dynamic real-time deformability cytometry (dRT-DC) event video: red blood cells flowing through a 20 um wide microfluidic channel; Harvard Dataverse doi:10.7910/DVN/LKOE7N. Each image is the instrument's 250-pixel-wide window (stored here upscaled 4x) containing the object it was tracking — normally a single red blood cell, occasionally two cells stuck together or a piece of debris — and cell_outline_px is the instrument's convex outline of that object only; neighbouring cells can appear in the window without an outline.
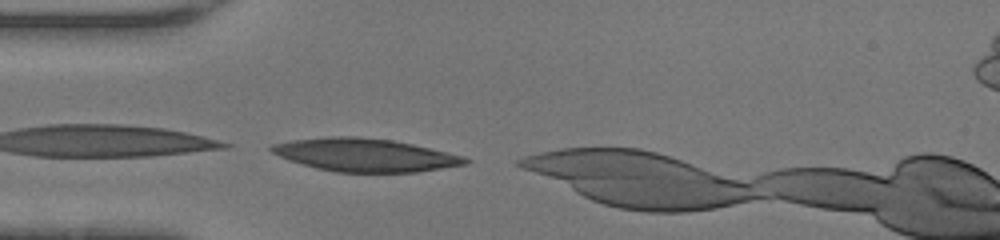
{"species": "human", "species_latin": "Homo sapiens", "temperature_condition": "warm", "stored_images_in_passage": 26, "camera_frame_rate_fps": 3000, "um_per_image_px": 0.085, "donor": {"sex": "female"}, "frame": {"image": 1, "passage_image": 1, "time_ms": 0.0, "image_size_px": [1000, 240], "cell_outline_px": [[472, 160], [468, 164], [416, 172], [336, 172], [316, 168], [288, 160], [272, 152], [268, 148], [272, 144], [292, 140], [332, 136], [356, 136], [392, 140], [412, 144], [448, 152], [464, 156]], "centroid_in_image_um": [31.04, 13.17], "position_along_channel_um": 54.0, "area_um2": 37.28}}
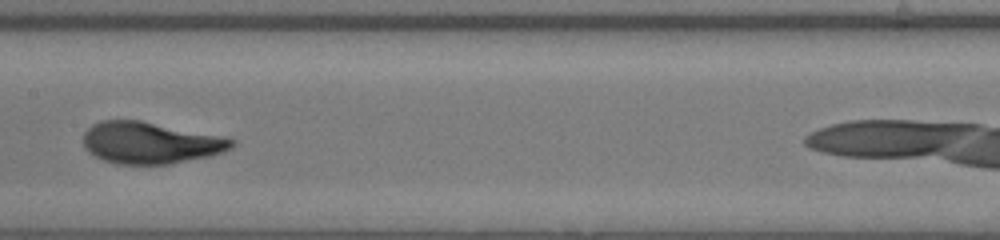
{"frame": {"image": 2, "passage_image": 11, "time_ms": 3.333, "image_size_px": [1000, 240], "cell_outline_px": [[236, 144], [232, 148], [224, 152], [208, 156], [172, 164], [120, 164], [104, 160], [88, 152], [84, 148], [84, 132], [92, 124], [100, 120], [140, 120], [224, 136], [236, 140]], "centroid_in_image_um": [12.81, 12.13], "position_along_channel_um": 194.6, "area_um2": 36.24}}
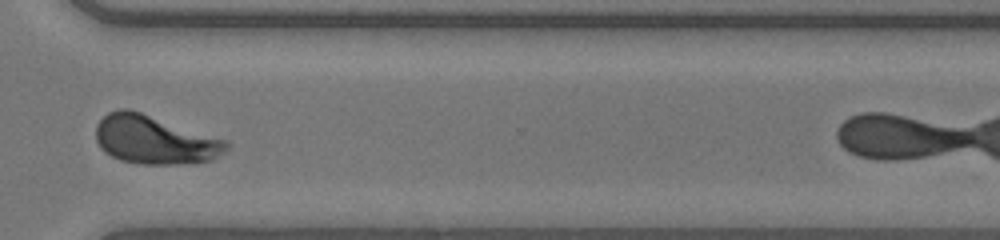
{"frame": {"image": 3, "passage_image": 22, "time_ms": 7.0, "image_size_px": [1000, 240], "cell_outline_px": [[232, 144], [224, 152], [212, 160], [176, 164], [144, 164], [120, 160], [104, 152], [100, 148], [96, 140], [96, 124], [108, 112], [120, 108], [128, 108], [228, 140]], "centroid_in_image_um": [13.14, 11.87], "position_along_channel_um": 357.5, "area_um2": 37.05}}